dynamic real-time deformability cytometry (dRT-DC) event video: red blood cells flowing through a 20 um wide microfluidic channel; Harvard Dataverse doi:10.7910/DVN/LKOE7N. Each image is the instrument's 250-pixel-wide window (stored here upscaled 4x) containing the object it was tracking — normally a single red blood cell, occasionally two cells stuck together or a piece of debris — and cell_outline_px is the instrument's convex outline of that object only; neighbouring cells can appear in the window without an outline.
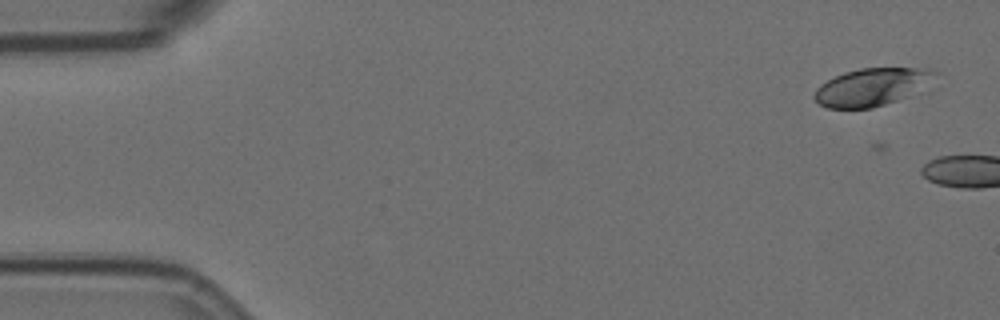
{"species": "Egyptian fruit bat (a non-hibernating species)", "species_latin": "Rousettus aegyptiacus", "temperature_condition": "room temperature", "stored_images_in_passage": 12, "camera_frame_rate_fps": 3000, "um_per_image_px": 0.085, "animal": {"sex": "female"}, "frame": {"image": 1, "passage_image": 2, "time_ms": 0.333, "image_size_px": [1000, 320], "cell_outline_px": [[940, 72], [928, 92], [872, 108], [828, 108], [820, 104], [812, 96], [816, 88], [820, 84], [844, 72], [860, 68], [936, 68]], "centroid_in_image_um": [74.31, 7.39], "position_along_channel_um": 10.7, "area_um2": 27.69}}
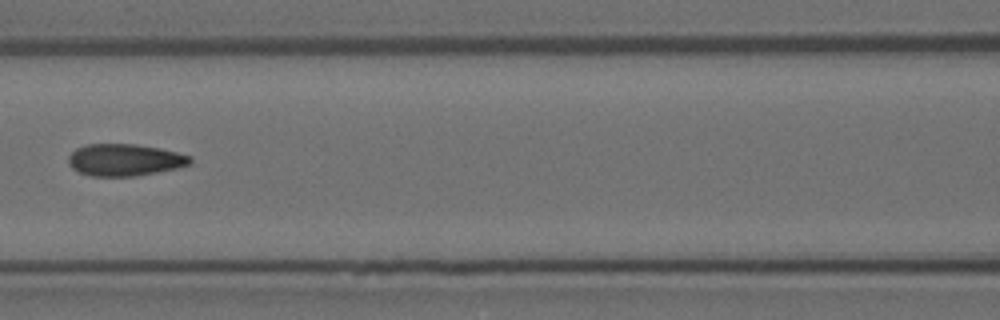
{"frame": {"image": 2, "passage_image": 9, "time_ms": 2.667, "image_size_px": [1000, 320], "cell_outline_px": [[192, 164], [176, 168], [136, 176], [92, 176], [80, 172], [72, 168], [68, 164], [68, 156], [76, 148], [88, 144], [136, 144], [160, 148], [192, 156]], "centroid_in_image_um": [10.61, 13.59], "position_along_channel_um": 156.0, "area_um2": 22.72}}
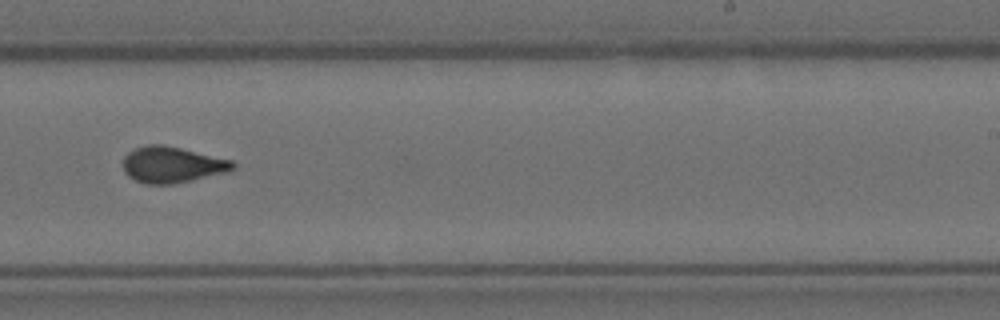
{"frame": {"image": 3, "passage_image": 12, "time_ms": 3.667, "image_size_px": [1000, 320], "cell_outline_px": [[236, 168], [228, 172], [192, 180], [172, 184], [148, 184], [136, 180], [128, 176], [124, 172], [124, 156], [128, 152], [136, 148], [148, 144], [164, 144], [232, 160], [236, 164]], "centroid_in_image_um": [14.65, 13.99], "position_along_channel_um": 274.4, "area_um2": 23.12}}